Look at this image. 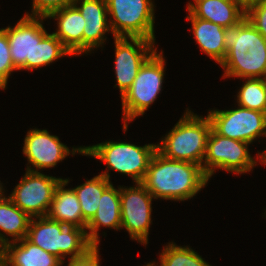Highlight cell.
I'll list each match as a JSON object with an SVG mask.
<instances>
[{"label":"cell","instance_id":"6da1fadb","mask_svg":"<svg viewBox=\"0 0 266 266\" xmlns=\"http://www.w3.org/2000/svg\"><path fill=\"white\" fill-rule=\"evenodd\" d=\"M44 19L46 17L24 15L13 28H3L17 70L39 69L62 56L72 55L53 33H47L42 25Z\"/></svg>","mask_w":266,"mask_h":266},{"label":"cell","instance_id":"7a4b0ae2","mask_svg":"<svg viewBox=\"0 0 266 266\" xmlns=\"http://www.w3.org/2000/svg\"><path fill=\"white\" fill-rule=\"evenodd\" d=\"M208 181L200 165L168 159L156 151L142 184L154 199L185 201L195 196Z\"/></svg>","mask_w":266,"mask_h":266},{"label":"cell","instance_id":"3957f363","mask_svg":"<svg viewBox=\"0 0 266 266\" xmlns=\"http://www.w3.org/2000/svg\"><path fill=\"white\" fill-rule=\"evenodd\" d=\"M226 57L221 63L223 77L266 79V39L244 18L237 26L225 28Z\"/></svg>","mask_w":266,"mask_h":266},{"label":"cell","instance_id":"277c9868","mask_svg":"<svg viewBox=\"0 0 266 266\" xmlns=\"http://www.w3.org/2000/svg\"><path fill=\"white\" fill-rule=\"evenodd\" d=\"M211 129L208 116L199 117L188 109L161 143L157 144V151L168 159L195 163L202 167Z\"/></svg>","mask_w":266,"mask_h":266},{"label":"cell","instance_id":"5b68a950","mask_svg":"<svg viewBox=\"0 0 266 266\" xmlns=\"http://www.w3.org/2000/svg\"><path fill=\"white\" fill-rule=\"evenodd\" d=\"M32 217L26 239L62 262L65 256L71 259L84 256L94 245L88 240L86 231L75 226H66L47 216Z\"/></svg>","mask_w":266,"mask_h":266},{"label":"cell","instance_id":"8992f818","mask_svg":"<svg viewBox=\"0 0 266 266\" xmlns=\"http://www.w3.org/2000/svg\"><path fill=\"white\" fill-rule=\"evenodd\" d=\"M157 151V145L136 146L127 142L108 141L97 145L72 149V154L80 153L92 156L107 164V171L101 173L110 181L108 170L130 175L135 183H142L149 163Z\"/></svg>","mask_w":266,"mask_h":266},{"label":"cell","instance_id":"52a82bcc","mask_svg":"<svg viewBox=\"0 0 266 266\" xmlns=\"http://www.w3.org/2000/svg\"><path fill=\"white\" fill-rule=\"evenodd\" d=\"M162 54L163 52L158 54L156 50L145 61L131 87L121 97L124 131L128 128L127 122L144 115L161 91L165 75V59Z\"/></svg>","mask_w":266,"mask_h":266},{"label":"cell","instance_id":"ba28073f","mask_svg":"<svg viewBox=\"0 0 266 266\" xmlns=\"http://www.w3.org/2000/svg\"><path fill=\"white\" fill-rule=\"evenodd\" d=\"M114 37H140L155 41L152 0H106Z\"/></svg>","mask_w":266,"mask_h":266},{"label":"cell","instance_id":"9c48e42d","mask_svg":"<svg viewBox=\"0 0 266 266\" xmlns=\"http://www.w3.org/2000/svg\"><path fill=\"white\" fill-rule=\"evenodd\" d=\"M248 145V142L221 136L211 129L201 167L207 178H211L216 168L236 174L250 172L257 162L249 154Z\"/></svg>","mask_w":266,"mask_h":266},{"label":"cell","instance_id":"30bf717a","mask_svg":"<svg viewBox=\"0 0 266 266\" xmlns=\"http://www.w3.org/2000/svg\"><path fill=\"white\" fill-rule=\"evenodd\" d=\"M212 129L219 135L237 141L253 142L266 137V113L239 106L230 110H211L207 115Z\"/></svg>","mask_w":266,"mask_h":266},{"label":"cell","instance_id":"8fae6325","mask_svg":"<svg viewBox=\"0 0 266 266\" xmlns=\"http://www.w3.org/2000/svg\"><path fill=\"white\" fill-rule=\"evenodd\" d=\"M153 198L142 183H136L135 187H120L121 228H126L131 239L145 245L152 222Z\"/></svg>","mask_w":266,"mask_h":266},{"label":"cell","instance_id":"7c38bea8","mask_svg":"<svg viewBox=\"0 0 266 266\" xmlns=\"http://www.w3.org/2000/svg\"><path fill=\"white\" fill-rule=\"evenodd\" d=\"M62 178L27 171L9 198L23 212L32 217L46 216L56 186Z\"/></svg>","mask_w":266,"mask_h":266},{"label":"cell","instance_id":"4fadbf2b","mask_svg":"<svg viewBox=\"0 0 266 266\" xmlns=\"http://www.w3.org/2000/svg\"><path fill=\"white\" fill-rule=\"evenodd\" d=\"M114 40L115 87L118 85L122 97L131 87L141 66L157 49L153 48L155 41L140 37H114Z\"/></svg>","mask_w":266,"mask_h":266},{"label":"cell","instance_id":"5bb4252c","mask_svg":"<svg viewBox=\"0 0 266 266\" xmlns=\"http://www.w3.org/2000/svg\"><path fill=\"white\" fill-rule=\"evenodd\" d=\"M23 154L35 168L29 166L26 170L38 172L56 166L70 154V149L60 142L58 136L49 134L46 129H31L24 139Z\"/></svg>","mask_w":266,"mask_h":266},{"label":"cell","instance_id":"9a60e30c","mask_svg":"<svg viewBox=\"0 0 266 266\" xmlns=\"http://www.w3.org/2000/svg\"><path fill=\"white\" fill-rule=\"evenodd\" d=\"M73 5L85 19V26L83 29V53L85 52L87 54V52L89 53L93 48H97L104 44L106 32H112L107 19V2L106 0H74Z\"/></svg>","mask_w":266,"mask_h":266},{"label":"cell","instance_id":"2e32d148","mask_svg":"<svg viewBox=\"0 0 266 266\" xmlns=\"http://www.w3.org/2000/svg\"><path fill=\"white\" fill-rule=\"evenodd\" d=\"M188 12L194 17L211 21L224 28L237 26L245 18V10L236 0H194Z\"/></svg>","mask_w":266,"mask_h":266},{"label":"cell","instance_id":"e0dca14e","mask_svg":"<svg viewBox=\"0 0 266 266\" xmlns=\"http://www.w3.org/2000/svg\"><path fill=\"white\" fill-rule=\"evenodd\" d=\"M62 263L26 238L9 242L1 248V266H61Z\"/></svg>","mask_w":266,"mask_h":266},{"label":"cell","instance_id":"ac0fdd59","mask_svg":"<svg viewBox=\"0 0 266 266\" xmlns=\"http://www.w3.org/2000/svg\"><path fill=\"white\" fill-rule=\"evenodd\" d=\"M46 18L58 20V30L53 34L72 55H80L83 52L85 19L79 10L72 4L51 12Z\"/></svg>","mask_w":266,"mask_h":266},{"label":"cell","instance_id":"d6986e66","mask_svg":"<svg viewBox=\"0 0 266 266\" xmlns=\"http://www.w3.org/2000/svg\"><path fill=\"white\" fill-rule=\"evenodd\" d=\"M101 225L116 230L121 229L120 188L115 189L112 183L103 191L96 214L86 226L89 230L86 231L87 238L94 246H98L100 242L98 231Z\"/></svg>","mask_w":266,"mask_h":266},{"label":"cell","instance_id":"ffe728a7","mask_svg":"<svg viewBox=\"0 0 266 266\" xmlns=\"http://www.w3.org/2000/svg\"><path fill=\"white\" fill-rule=\"evenodd\" d=\"M68 179H62L56 186L47 217L66 226L86 229L78 197L73 189H65Z\"/></svg>","mask_w":266,"mask_h":266},{"label":"cell","instance_id":"44dd1931","mask_svg":"<svg viewBox=\"0 0 266 266\" xmlns=\"http://www.w3.org/2000/svg\"><path fill=\"white\" fill-rule=\"evenodd\" d=\"M187 19L192 22L194 39L200 49L221 65L227 52L224 43L225 28L211 21L194 17L190 12Z\"/></svg>","mask_w":266,"mask_h":266},{"label":"cell","instance_id":"7402d4cb","mask_svg":"<svg viewBox=\"0 0 266 266\" xmlns=\"http://www.w3.org/2000/svg\"><path fill=\"white\" fill-rule=\"evenodd\" d=\"M31 217L5 196L0 199V231L12 236L10 241L0 232V248L9 242L26 238Z\"/></svg>","mask_w":266,"mask_h":266},{"label":"cell","instance_id":"603a6c76","mask_svg":"<svg viewBox=\"0 0 266 266\" xmlns=\"http://www.w3.org/2000/svg\"><path fill=\"white\" fill-rule=\"evenodd\" d=\"M111 184L102 175H97L73 190L75 191L80 202L83 219L88 223L96 214L100 198L103 191Z\"/></svg>","mask_w":266,"mask_h":266},{"label":"cell","instance_id":"cb8c5ba5","mask_svg":"<svg viewBox=\"0 0 266 266\" xmlns=\"http://www.w3.org/2000/svg\"><path fill=\"white\" fill-rule=\"evenodd\" d=\"M238 106L266 113V79L246 78L237 95Z\"/></svg>","mask_w":266,"mask_h":266},{"label":"cell","instance_id":"d4e9b609","mask_svg":"<svg viewBox=\"0 0 266 266\" xmlns=\"http://www.w3.org/2000/svg\"><path fill=\"white\" fill-rule=\"evenodd\" d=\"M168 244L160 254V266H211L190 247L176 246L173 242ZM149 264L156 266L155 263Z\"/></svg>","mask_w":266,"mask_h":266},{"label":"cell","instance_id":"484cf974","mask_svg":"<svg viewBox=\"0 0 266 266\" xmlns=\"http://www.w3.org/2000/svg\"><path fill=\"white\" fill-rule=\"evenodd\" d=\"M17 70L10 55V45L6 31L0 29V77L7 83L11 72Z\"/></svg>","mask_w":266,"mask_h":266},{"label":"cell","instance_id":"4316f807","mask_svg":"<svg viewBox=\"0 0 266 266\" xmlns=\"http://www.w3.org/2000/svg\"><path fill=\"white\" fill-rule=\"evenodd\" d=\"M74 0H33L32 14L26 16L47 17L51 12L72 5Z\"/></svg>","mask_w":266,"mask_h":266},{"label":"cell","instance_id":"83f0119b","mask_svg":"<svg viewBox=\"0 0 266 266\" xmlns=\"http://www.w3.org/2000/svg\"><path fill=\"white\" fill-rule=\"evenodd\" d=\"M245 18L266 39V0L248 8Z\"/></svg>","mask_w":266,"mask_h":266},{"label":"cell","instance_id":"f1b7e54d","mask_svg":"<svg viewBox=\"0 0 266 266\" xmlns=\"http://www.w3.org/2000/svg\"><path fill=\"white\" fill-rule=\"evenodd\" d=\"M98 246H94L84 256L69 259L67 266H100Z\"/></svg>","mask_w":266,"mask_h":266},{"label":"cell","instance_id":"f546056e","mask_svg":"<svg viewBox=\"0 0 266 266\" xmlns=\"http://www.w3.org/2000/svg\"><path fill=\"white\" fill-rule=\"evenodd\" d=\"M236 1L246 11L251 6L258 4V3H262L265 0H236Z\"/></svg>","mask_w":266,"mask_h":266},{"label":"cell","instance_id":"4dcf8cb0","mask_svg":"<svg viewBox=\"0 0 266 266\" xmlns=\"http://www.w3.org/2000/svg\"><path fill=\"white\" fill-rule=\"evenodd\" d=\"M257 159L259 157V160L261 161L262 164L266 165V151H263L262 153L258 154Z\"/></svg>","mask_w":266,"mask_h":266},{"label":"cell","instance_id":"1f68e13d","mask_svg":"<svg viewBox=\"0 0 266 266\" xmlns=\"http://www.w3.org/2000/svg\"><path fill=\"white\" fill-rule=\"evenodd\" d=\"M7 83L0 77V89H5Z\"/></svg>","mask_w":266,"mask_h":266},{"label":"cell","instance_id":"d6a6232c","mask_svg":"<svg viewBox=\"0 0 266 266\" xmlns=\"http://www.w3.org/2000/svg\"><path fill=\"white\" fill-rule=\"evenodd\" d=\"M1 182V181H0ZM2 183H0V199L4 197Z\"/></svg>","mask_w":266,"mask_h":266},{"label":"cell","instance_id":"836d02e7","mask_svg":"<svg viewBox=\"0 0 266 266\" xmlns=\"http://www.w3.org/2000/svg\"><path fill=\"white\" fill-rule=\"evenodd\" d=\"M0 266H1V248H0Z\"/></svg>","mask_w":266,"mask_h":266}]
</instances>
